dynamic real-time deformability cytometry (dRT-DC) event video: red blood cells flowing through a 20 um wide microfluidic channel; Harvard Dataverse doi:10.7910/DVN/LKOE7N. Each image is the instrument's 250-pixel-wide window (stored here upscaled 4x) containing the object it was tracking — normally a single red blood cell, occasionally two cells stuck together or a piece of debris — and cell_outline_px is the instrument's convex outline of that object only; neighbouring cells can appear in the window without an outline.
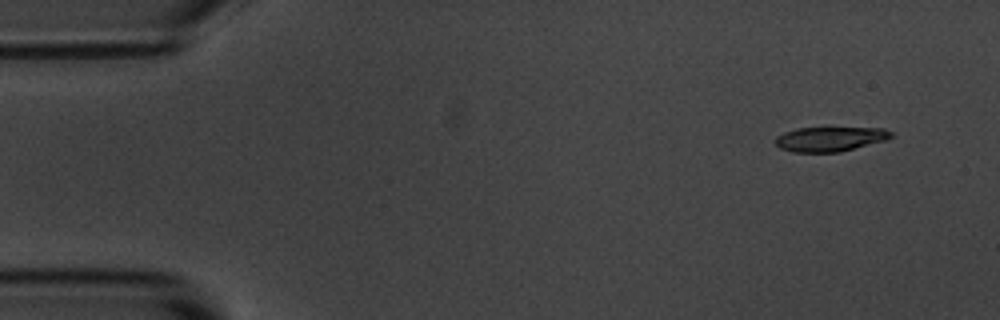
{"species": "common noctule bat (a hibernating species)", "species_latin": "Nyctalus noctula", "temperature_condition": "room temperature", "stored_images_in_passage": 5, "segment_of_instrument_passage": [1, 2], "camera_frame_rate_fps": 3000, "um_per_image_px": 0.085, "animal": {"sex": "male", "body_mass_g": 20.1, "forearm_length_mm": 53.5}, "frame": {"image": 1, "passage_image": 1, "time_ms": 0.0, "image_size_px": [1000, 320], "cell_outline_px": [[892, 136], [884, 140], [840, 152], [792, 152], [780, 148], [776, 144], [776, 136], [784, 132], [796, 128], [884, 128], [892, 132]], "centroid_in_image_um": [70.52, 11.81], "position_along_channel_um": 14.5, "area_um2": 16.42}}